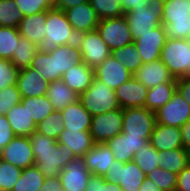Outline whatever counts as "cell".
<instances>
[{
	"label": "cell",
	"mask_w": 190,
	"mask_h": 191,
	"mask_svg": "<svg viewBox=\"0 0 190 191\" xmlns=\"http://www.w3.org/2000/svg\"><path fill=\"white\" fill-rule=\"evenodd\" d=\"M29 139L34 153V165L39 167L45 178L59 176L63 168L76 158L72 151L60 146L57 140L37 131H34Z\"/></svg>",
	"instance_id": "1"
},
{
	"label": "cell",
	"mask_w": 190,
	"mask_h": 191,
	"mask_svg": "<svg viewBox=\"0 0 190 191\" xmlns=\"http://www.w3.org/2000/svg\"><path fill=\"white\" fill-rule=\"evenodd\" d=\"M46 36L38 49L44 52H51L57 46L76 43L77 34L70 25L63 10L52 8L46 11Z\"/></svg>",
	"instance_id": "2"
},
{
	"label": "cell",
	"mask_w": 190,
	"mask_h": 191,
	"mask_svg": "<svg viewBox=\"0 0 190 191\" xmlns=\"http://www.w3.org/2000/svg\"><path fill=\"white\" fill-rule=\"evenodd\" d=\"M162 25L167 39H190V0H165Z\"/></svg>",
	"instance_id": "3"
},
{
	"label": "cell",
	"mask_w": 190,
	"mask_h": 191,
	"mask_svg": "<svg viewBox=\"0 0 190 191\" xmlns=\"http://www.w3.org/2000/svg\"><path fill=\"white\" fill-rule=\"evenodd\" d=\"M164 1L148 0V8L135 7L132 11L125 13L133 41L139 39L141 34L162 25Z\"/></svg>",
	"instance_id": "4"
},
{
	"label": "cell",
	"mask_w": 190,
	"mask_h": 191,
	"mask_svg": "<svg viewBox=\"0 0 190 191\" xmlns=\"http://www.w3.org/2000/svg\"><path fill=\"white\" fill-rule=\"evenodd\" d=\"M79 100L92 116L120 109L115 90L95 77L91 86L79 95Z\"/></svg>",
	"instance_id": "5"
},
{
	"label": "cell",
	"mask_w": 190,
	"mask_h": 191,
	"mask_svg": "<svg viewBox=\"0 0 190 191\" xmlns=\"http://www.w3.org/2000/svg\"><path fill=\"white\" fill-rule=\"evenodd\" d=\"M160 60L174 78L190 76V40L167 39Z\"/></svg>",
	"instance_id": "6"
},
{
	"label": "cell",
	"mask_w": 190,
	"mask_h": 191,
	"mask_svg": "<svg viewBox=\"0 0 190 191\" xmlns=\"http://www.w3.org/2000/svg\"><path fill=\"white\" fill-rule=\"evenodd\" d=\"M156 123L155 112L146 107L123 109V134L134 137L150 138Z\"/></svg>",
	"instance_id": "7"
},
{
	"label": "cell",
	"mask_w": 190,
	"mask_h": 191,
	"mask_svg": "<svg viewBox=\"0 0 190 191\" xmlns=\"http://www.w3.org/2000/svg\"><path fill=\"white\" fill-rule=\"evenodd\" d=\"M110 184H118L122 191H138L147 175L132 161H114L104 176Z\"/></svg>",
	"instance_id": "8"
},
{
	"label": "cell",
	"mask_w": 190,
	"mask_h": 191,
	"mask_svg": "<svg viewBox=\"0 0 190 191\" xmlns=\"http://www.w3.org/2000/svg\"><path fill=\"white\" fill-rule=\"evenodd\" d=\"M76 43L80 48L83 62L93 70L111 55L110 49L97 29L78 34Z\"/></svg>",
	"instance_id": "9"
},
{
	"label": "cell",
	"mask_w": 190,
	"mask_h": 191,
	"mask_svg": "<svg viewBox=\"0 0 190 191\" xmlns=\"http://www.w3.org/2000/svg\"><path fill=\"white\" fill-rule=\"evenodd\" d=\"M97 31L110 51L134 42L125 15L100 20Z\"/></svg>",
	"instance_id": "10"
},
{
	"label": "cell",
	"mask_w": 190,
	"mask_h": 191,
	"mask_svg": "<svg viewBox=\"0 0 190 191\" xmlns=\"http://www.w3.org/2000/svg\"><path fill=\"white\" fill-rule=\"evenodd\" d=\"M123 109L92 116L90 134L95 144L106 143L122 132Z\"/></svg>",
	"instance_id": "11"
},
{
	"label": "cell",
	"mask_w": 190,
	"mask_h": 191,
	"mask_svg": "<svg viewBox=\"0 0 190 191\" xmlns=\"http://www.w3.org/2000/svg\"><path fill=\"white\" fill-rule=\"evenodd\" d=\"M156 122L181 127L190 119V104L177 91L171 99L155 111Z\"/></svg>",
	"instance_id": "12"
},
{
	"label": "cell",
	"mask_w": 190,
	"mask_h": 191,
	"mask_svg": "<svg viewBox=\"0 0 190 191\" xmlns=\"http://www.w3.org/2000/svg\"><path fill=\"white\" fill-rule=\"evenodd\" d=\"M32 144L27 136H15L1 151L0 159L25 169L34 165Z\"/></svg>",
	"instance_id": "13"
},
{
	"label": "cell",
	"mask_w": 190,
	"mask_h": 191,
	"mask_svg": "<svg viewBox=\"0 0 190 191\" xmlns=\"http://www.w3.org/2000/svg\"><path fill=\"white\" fill-rule=\"evenodd\" d=\"M166 40L164 26L160 25L150 32L141 34V37L133 42L139 51L143 64L160 59L161 51Z\"/></svg>",
	"instance_id": "14"
},
{
	"label": "cell",
	"mask_w": 190,
	"mask_h": 191,
	"mask_svg": "<svg viewBox=\"0 0 190 191\" xmlns=\"http://www.w3.org/2000/svg\"><path fill=\"white\" fill-rule=\"evenodd\" d=\"M90 176L82 157L71 160L59 174L64 191H85Z\"/></svg>",
	"instance_id": "15"
},
{
	"label": "cell",
	"mask_w": 190,
	"mask_h": 191,
	"mask_svg": "<svg viewBox=\"0 0 190 191\" xmlns=\"http://www.w3.org/2000/svg\"><path fill=\"white\" fill-rule=\"evenodd\" d=\"M94 77L115 90L131 79L133 74L119 60L110 55L94 69Z\"/></svg>",
	"instance_id": "16"
},
{
	"label": "cell",
	"mask_w": 190,
	"mask_h": 191,
	"mask_svg": "<svg viewBox=\"0 0 190 191\" xmlns=\"http://www.w3.org/2000/svg\"><path fill=\"white\" fill-rule=\"evenodd\" d=\"M64 12L77 35L97 29L100 20L89 2L66 9Z\"/></svg>",
	"instance_id": "17"
},
{
	"label": "cell",
	"mask_w": 190,
	"mask_h": 191,
	"mask_svg": "<svg viewBox=\"0 0 190 191\" xmlns=\"http://www.w3.org/2000/svg\"><path fill=\"white\" fill-rule=\"evenodd\" d=\"M150 138L128 136L122 132L110 138L105 144L111 149L114 159L124 163L132 161L137 150L142 148Z\"/></svg>",
	"instance_id": "18"
},
{
	"label": "cell",
	"mask_w": 190,
	"mask_h": 191,
	"mask_svg": "<svg viewBox=\"0 0 190 191\" xmlns=\"http://www.w3.org/2000/svg\"><path fill=\"white\" fill-rule=\"evenodd\" d=\"M148 90V88L137 81L134 77L129 79L127 82H124L115 89V94L120 108L145 107Z\"/></svg>",
	"instance_id": "19"
},
{
	"label": "cell",
	"mask_w": 190,
	"mask_h": 191,
	"mask_svg": "<svg viewBox=\"0 0 190 191\" xmlns=\"http://www.w3.org/2000/svg\"><path fill=\"white\" fill-rule=\"evenodd\" d=\"M133 77L148 89L161 83L177 81L160 59L151 63H144L134 73Z\"/></svg>",
	"instance_id": "20"
},
{
	"label": "cell",
	"mask_w": 190,
	"mask_h": 191,
	"mask_svg": "<svg viewBox=\"0 0 190 191\" xmlns=\"http://www.w3.org/2000/svg\"><path fill=\"white\" fill-rule=\"evenodd\" d=\"M54 57L55 81L61 79L62 75L72 67L83 63L82 54L77 43L57 46L49 52Z\"/></svg>",
	"instance_id": "21"
},
{
	"label": "cell",
	"mask_w": 190,
	"mask_h": 191,
	"mask_svg": "<svg viewBox=\"0 0 190 191\" xmlns=\"http://www.w3.org/2000/svg\"><path fill=\"white\" fill-rule=\"evenodd\" d=\"M86 168L93 175L105 176L114 165V155L105 144H95L83 157Z\"/></svg>",
	"instance_id": "22"
},
{
	"label": "cell",
	"mask_w": 190,
	"mask_h": 191,
	"mask_svg": "<svg viewBox=\"0 0 190 191\" xmlns=\"http://www.w3.org/2000/svg\"><path fill=\"white\" fill-rule=\"evenodd\" d=\"M17 87L22 97L44 96L47 93L49 83L31 67L19 70Z\"/></svg>",
	"instance_id": "23"
},
{
	"label": "cell",
	"mask_w": 190,
	"mask_h": 191,
	"mask_svg": "<svg viewBox=\"0 0 190 191\" xmlns=\"http://www.w3.org/2000/svg\"><path fill=\"white\" fill-rule=\"evenodd\" d=\"M149 142L159 152L183 148L180 127L156 123Z\"/></svg>",
	"instance_id": "24"
},
{
	"label": "cell",
	"mask_w": 190,
	"mask_h": 191,
	"mask_svg": "<svg viewBox=\"0 0 190 191\" xmlns=\"http://www.w3.org/2000/svg\"><path fill=\"white\" fill-rule=\"evenodd\" d=\"M61 112L63 124L69 131H90L92 115L80 100L70 104Z\"/></svg>",
	"instance_id": "25"
},
{
	"label": "cell",
	"mask_w": 190,
	"mask_h": 191,
	"mask_svg": "<svg viewBox=\"0 0 190 191\" xmlns=\"http://www.w3.org/2000/svg\"><path fill=\"white\" fill-rule=\"evenodd\" d=\"M57 142L72 151L76 157H83L95 145L90 131H69L66 128L57 138Z\"/></svg>",
	"instance_id": "26"
},
{
	"label": "cell",
	"mask_w": 190,
	"mask_h": 191,
	"mask_svg": "<svg viewBox=\"0 0 190 191\" xmlns=\"http://www.w3.org/2000/svg\"><path fill=\"white\" fill-rule=\"evenodd\" d=\"M46 12L25 16L18 26L19 34L39 46L46 36Z\"/></svg>",
	"instance_id": "27"
},
{
	"label": "cell",
	"mask_w": 190,
	"mask_h": 191,
	"mask_svg": "<svg viewBox=\"0 0 190 191\" xmlns=\"http://www.w3.org/2000/svg\"><path fill=\"white\" fill-rule=\"evenodd\" d=\"M94 70L84 62L67 70L61 77L63 82L79 95L91 86Z\"/></svg>",
	"instance_id": "28"
},
{
	"label": "cell",
	"mask_w": 190,
	"mask_h": 191,
	"mask_svg": "<svg viewBox=\"0 0 190 191\" xmlns=\"http://www.w3.org/2000/svg\"><path fill=\"white\" fill-rule=\"evenodd\" d=\"M46 97L52 104L54 111H62L79 100V94L68 87L62 79L49 83Z\"/></svg>",
	"instance_id": "29"
},
{
	"label": "cell",
	"mask_w": 190,
	"mask_h": 191,
	"mask_svg": "<svg viewBox=\"0 0 190 191\" xmlns=\"http://www.w3.org/2000/svg\"><path fill=\"white\" fill-rule=\"evenodd\" d=\"M6 118L16 136L29 137L36 131V124L27 113L26 104L13 106L6 114Z\"/></svg>",
	"instance_id": "30"
},
{
	"label": "cell",
	"mask_w": 190,
	"mask_h": 191,
	"mask_svg": "<svg viewBox=\"0 0 190 191\" xmlns=\"http://www.w3.org/2000/svg\"><path fill=\"white\" fill-rule=\"evenodd\" d=\"M158 159L162 169L177 175L190 164L189 151L184 148L158 151Z\"/></svg>",
	"instance_id": "31"
},
{
	"label": "cell",
	"mask_w": 190,
	"mask_h": 191,
	"mask_svg": "<svg viewBox=\"0 0 190 191\" xmlns=\"http://www.w3.org/2000/svg\"><path fill=\"white\" fill-rule=\"evenodd\" d=\"M177 81L161 83L148 90L145 107L151 111H156L165 105L175 94Z\"/></svg>",
	"instance_id": "32"
},
{
	"label": "cell",
	"mask_w": 190,
	"mask_h": 191,
	"mask_svg": "<svg viewBox=\"0 0 190 191\" xmlns=\"http://www.w3.org/2000/svg\"><path fill=\"white\" fill-rule=\"evenodd\" d=\"M20 103L26 104L27 113L30 118L33 119L35 124L46 119L54 111V108L46 95L37 97H22V101Z\"/></svg>",
	"instance_id": "33"
},
{
	"label": "cell",
	"mask_w": 190,
	"mask_h": 191,
	"mask_svg": "<svg viewBox=\"0 0 190 191\" xmlns=\"http://www.w3.org/2000/svg\"><path fill=\"white\" fill-rule=\"evenodd\" d=\"M38 46L20 35L16 51L10 60L18 70L29 68Z\"/></svg>",
	"instance_id": "34"
},
{
	"label": "cell",
	"mask_w": 190,
	"mask_h": 191,
	"mask_svg": "<svg viewBox=\"0 0 190 191\" xmlns=\"http://www.w3.org/2000/svg\"><path fill=\"white\" fill-rule=\"evenodd\" d=\"M44 179L45 177L37 165L29 166L22 170L21 176L12 191H39Z\"/></svg>",
	"instance_id": "35"
},
{
	"label": "cell",
	"mask_w": 190,
	"mask_h": 191,
	"mask_svg": "<svg viewBox=\"0 0 190 191\" xmlns=\"http://www.w3.org/2000/svg\"><path fill=\"white\" fill-rule=\"evenodd\" d=\"M111 56L119 60L133 75L143 65L139 51L134 43L111 51Z\"/></svg>",
	"instance_id": "36"
},
{
	"label": "cell",
	"mask_w": 190,
	"mask_h": 191,
	"mask_svg": "<svg viewBox=\"0 0 190 191\" xmlns=\"http://www.w3.org/2000/svg\"><path fill=\"white\" fill-rule=\"evenodd\" d=\"M132 160L146 175L160 167L158 164V150L149 141L143 144L140 150H137Z\"/></svg>",
	"instance_id": "37"
},
{
	"label": "cell",
	"mask_w": 190,
	"mask_h": 191,
	"mask_svg": "<svg viewBox=\"0 0 190 191\" xmlns=\"http://www.w3.org/2000/svg\"><path fill=\"white\" fill-rule=\"evenodd\" d=\"M19 38L18 28L0 26V59H12Z\"/></svg>",
	"instance_id": "38"
},
{
	"label": "cell",
	"mask_w": 190,
	"mask_h": 191,
	"mask_svg": "<svg viewBox=\"0 0 190 191\" xmlns=\"http://www.w3.org/2000/svg\"><path fill=\"white\" fill-rule=\"evenodd\" d=\"M30 67L42 75L48 83L55 81L54 57H51L49 52L38 50Z\"/></svg>",
	"instance_id": "39"
},
{
	"label": "cell",
	"mask_w": 190,
	"mask_h": 191,
	"mask_svg": "<svg viewBox=\"0 0 190 191\" xmlns=\"http://www.w3.org/2000/svg\"><path fill=\"white\" fill-rule=\"evenodd\" d=\"M99 20L125 15L121 0H89Z\"/></svg>",
	"instance_id": "40"
},
{
	"label": "cell",
	"mask_w": 190,
	"mask_h": 191,
	"mask_svg": "<svg viewBox=\"0 0 190 191\" xmlns=\"http://www.w3.org/2000/svg\"><path fill=\"white\" fill-rule=\"evenodd\" d=\"M65 129L60 111H53L46 119L36 124V131L57 140Z\"/></svg>",
	"instance_id": "41"
},
{
	"label": "cell",
	"mask_w": 190,
	"mask_h": 191,
	"mask_svg": "<svg viewBox=\"0 0 190 191\" xmlns=\"http://www.w3.org/2000/svg\"><path fill=\"white\" fill-rule=\"evenodd\" d=\"M23 18L15 0H0V26L18 28Z\"/></svg>",
	"instance_id": "42"
},
{
	"label": "cell",
	"mask_w": 190,
	"mask_h": 191,
	"mask_svg": "<svg viewBox=\"0 0 190 191\" xmlns=\"http://www.w3.org/2000/svg\"><path fill=\"white\" fill-rule=\"evenodd\" d=\"M21 173L22 169L0 159V191H12Z\"/></svg>",
	"instance_id": "43"
},
{
	"label": "cell",
	"mask_w": 190,
	"mask_h": 191,
	"mask_svg": "<svg viewBox=\"0 0 190 191\" xmlns=\"http://www.w3.org/2000/svg\"><path fill=\"white\" fill-rule=\"evenodd\" d=\"M147 179L153 181L161 191H176L177 174L168 172L161 167L151 171L147 175Z\"/></svg>",
	"instance_id": "44"
},
{
	"label": "cell",
	"mask_w": 190,
	"mask_h": 191,
	"mask_svg": "<svg viewBox=\"0 0 190 191\" xmlns=\"http://www.w3.org/2000/svg\"><path fill=\"white\" fill-rule=\"evenodd\" d=\"M22 101V96L17 85L0 90V115L6 116L7 112Z\"/></svg>",
	"instance_id": "45"
},
{
	"label": "cell",
	"mask_w": 190,
	"mask_h": 191,
	"mask_svg": "<svg viewBox=\"0 0 190 191\" xmlns=\"http://www.w3.org/2000/svg\"><path fill=\"white\" fill-rule=\"evenodd\" d=\"M15 2L24 17L46 12L54 7L51 0H15Z\"/></svg>",
	"instance_id": "46"
},
{
	"label": "cell",
	"mask_w": 190,
	"mask_h": 191,
	"mask_svg": "<svg viewBox=\"0 0 190 191\" xmlns=\"http://www.w3.org/2000/svg\"><path fill=\"white\" fill-rule=\"evenodd\" d=\"M19 70L8 59H0V90L17 85Z\"/></svg>",
	"instance_id": "47"
},
{
	"label": "cell",
	"mask_w": 190,
	"mask_h": 191,
	"mask_svg": "<svg viewBox=\"0 0 190 191\" xmlns=\"http://www.w3.org/2000/svg\"><path fill=\"white\" fill-rule=\"evenodd\" d=\"M16 135L14 134L8 119L4 115H0V154L2 149L12 141Z\"/></svg>",
	"instance_id": "48"
},
{
	"label": "cell",
	"mask_w": 190,
	"mask_h": 191,
	"mask_svg": "<svg viewBox=\"0 0 190 191\" xmlns=\"http://www.w3.org/2000/svg\"><path fill=\"white\" fill-rule=\"evenodd\" d=\"M176 191H190V164L177 175Z\"/></svg>",
	"instance_id": "49"
},
{
	"label": "cell",
	"mask_w": 190,
	"mask_h": 191,
	"mask_svg": "<svg viewBox=\"0 0 190 191\" xmlns=\"http://www.w3.org/2000/svg\"><path fill=\"white\" fill-rule=\"evenodd\" d=\"M176 91L190 104V76L177 78Z\"/></svg>",
	"instance_id": "50"
},
{
	"label": "cell",
	"mask_w": 190,
	"mask_h": 191,
	"mask_svg": "<svg viewBox=\"0 0 190 191\" xmlns=\"http://www.w3.org/2000/svg\"><path fill=\"white\" fill-rule=\"evenodd\" d=\"M39 191H64L59 176L44 179Z\"/></svg>",
	"instance_id": "51"
},
{
	"label": "cell",
	"mask_w": 190,
	"mask_h": 191,
	"mask_svg": "<svg viewBox=\"0 0 190 191\" xmlns=\"http://www.w3.org/2000/svg\"><path fill=\"white\" fill-rule=\"evenodd\" d=\"M104 182V176L91 174L90 178L88 179L87 188L85 189V191H101Z\"/></svg>",
	"instance_id": "52"
},
{
	"label": "cell",
	"mask_w": 190,
	"mask_h": 191,
	"mask_svg": "<svg viewBox=\"0 0 190 191\" xmlns=\"http://www.w3.org/2000/svg\"><path fill=\"white\" fill-rule=\"evenodd\" d=\"M89 2V0H55L53 6L56 9L65 11L66 9Z\"/></svg>",
	"instance_id": "53"
},
{
	"label": "cell",
	"mask_w": 190,
	"mask_h": 191,
	"mask_svg": "<svg viewBox=\"0 0 190 191\" xmlns=\"http://www.w3.org/2000/svg\"><path fill=\"white\" fill-rule=\"evenodd\" d=\"M147 1L148 0H121V3L124 12L127 13L135 9V7L143 6V8H148L149 5Z\"/></svg>",
	"instance_id": "54"
},
{
	"label": "cell",
	"mask_w": 190,
	"mask_h": 191,
	"mask_svg": "<svg viewBox=\"0 0 190 191\" xmlns=\"http://www.w3.org/2000/svg\"><path fill=\"white\" fill-rule=\"evenodd\" d=\"M180 130L183 148L190 151V119L180 127Z\"/></svg>",
	"instance_id": "55"
},
{
	"label": "cell",
	"mask_w": 190,
	"mask_h": 191,
	"mask_svg": "<svg viewBox=\"0 0 190 191\" xmlns=\"http://www.w3.org/2000/svg\"><path fill=\"white\" fill-rule=\"evenodd\" d=\"M138 191H161L158 186L147 178L143 181Z\"/></svg>",
	"instance_id": "56"
},
{
	"label": "cell",
	"mask_w": 190,
	"mask_h": 191,
	"mask_svg": "<svg viewBox=\"0 0 190 191\" xmlns=\"http://www.w3.org/2000/svg\"><path fill=\"white\" fill-rule=\"evenodd\" d=\"M101 191H122L118 184H110L109 182H104Z\"/></svg>",
	"instance_id": "57"
}]
</instances>
